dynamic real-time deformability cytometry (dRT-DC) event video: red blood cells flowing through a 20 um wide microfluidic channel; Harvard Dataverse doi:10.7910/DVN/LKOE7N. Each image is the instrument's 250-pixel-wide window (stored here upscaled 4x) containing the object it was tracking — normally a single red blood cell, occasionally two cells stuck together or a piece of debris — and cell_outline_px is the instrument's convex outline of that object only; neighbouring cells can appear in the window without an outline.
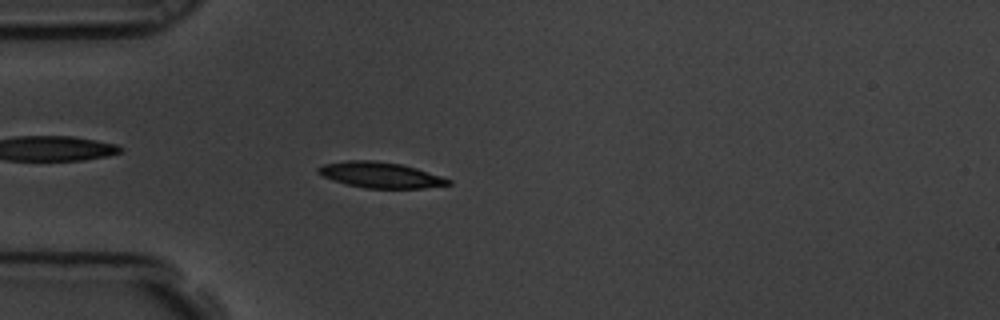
{"species": "common noctule bat (a hibernating species)", "species_latin": "Nyctalus noctula", "temperature_condition": "room temperature", "stored_images_in_passage": 9, "camera_frame_rate_fps": 3000, "um_per_image_px": 0.085, "animal": {"sex": "male", "body_mass_g": 19.5, "forearm_length_mm": 54.6}, "frame": {"image": 1, "passage_image": 4, "time_ms": 1.0, "image_size_px": [1000, 320], "cell_outline_px": [[452, 184], [424, 188], [364, 188], [344, 184], [320, 176], [316, 172], [316, 168], [324, 164], [348, 160], [376, 160], [400, 164], [416, 168], [452, 180]], "centroid_in_image_um": [32.28, 14.87], "position_along_channel_um": 52.7, "area_um2": 19.65}}
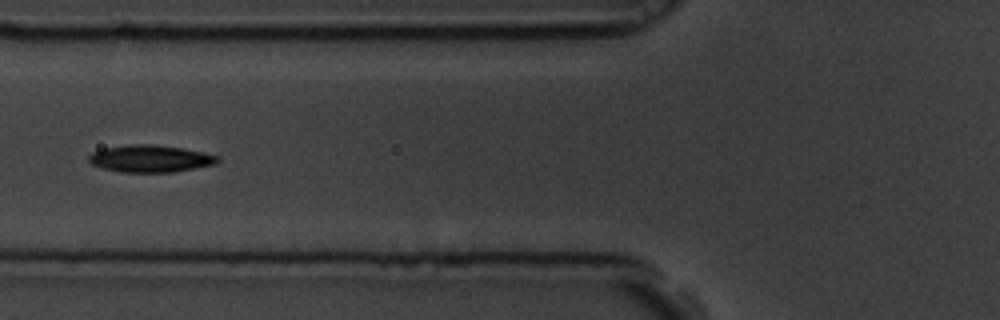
{"frame": {"image": 2, "passage_image": 6, "time_ms": 1.667, "image_size_px": [1000, 320], "cell_outline_px": [[220, 160], [216, 164], [172, 172], [120, 172], [100, 168], [92, 164], [88, 160], [88, 156], [92, 152], [104, 148], [132, 144], [152, 144], [184, 148], [204, 152], [216, 156]], "centroid_in_image_um": [12.75, 13.48], "position_along_channel_um": 113.0, "area_um2": 20.4}}
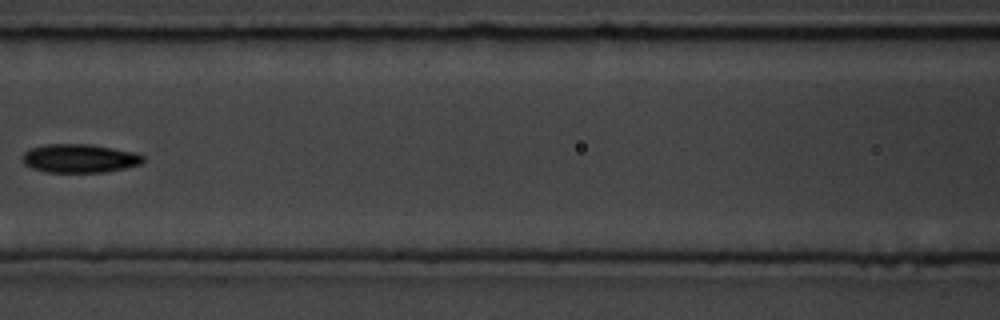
{"frame": {"image": 3, "passage_image": 7, "time_ms": 2.0, "image_size_px": [1000, 320], "cell_outline_px": [[144, 160], [140, 164], [124, 168], [104, 172], [48, 172], [32, 168], [24, 164], [20, 160], [20, 156], [24, 152], [32, 148], [48, 144], [88, 144], [136, 152], [144, 156]], "centroid_in_image_um": [6.73, 13.46], "position_along_channel_um": 159.9, "area_um2": 20.11}}